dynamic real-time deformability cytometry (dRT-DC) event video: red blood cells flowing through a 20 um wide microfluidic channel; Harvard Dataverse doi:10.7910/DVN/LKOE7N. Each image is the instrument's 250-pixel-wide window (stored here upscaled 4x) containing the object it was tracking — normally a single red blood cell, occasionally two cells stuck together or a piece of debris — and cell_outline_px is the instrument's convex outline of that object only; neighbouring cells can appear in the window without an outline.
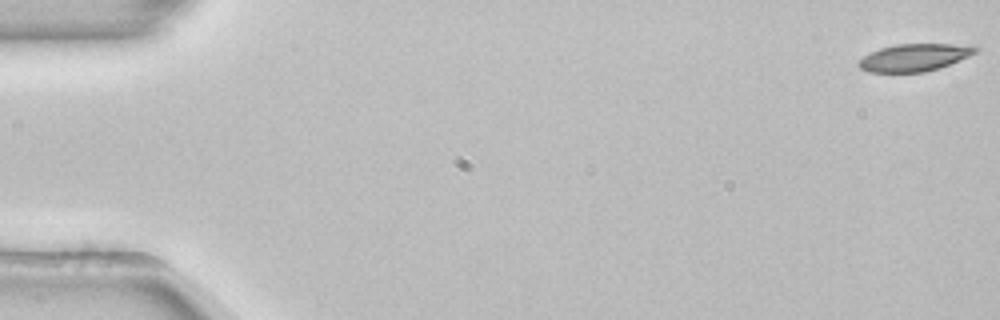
{"species": "common noctule bat (a hibernating species)", "species_latin": "Nyctalus noctula", "temperature_condition": "room temperature", "stored_images_in_passage": 52, "camera_frame_rate_fps": 3000, "um_per_image_px": 0.085, "animal": {"sex": "female", "body_mass_g": 22.7, "forearm_length_mm": 54.2}, "frame": {"image": 1, "passage_image": 1, "time_ms": 0.0, "image_size_px": [1000, 320], "cell_outline_px": [[980, 48], [976, 52], [968, 56], [940, 68], [924, 72], [868, 72], [860, 68], [856, 64], [864, 56], [880, 48], [896, 44], [952, 44]], "centroid_in_image_um": [77.68, 4.89], "position_along_channel_um": 7.3, "area_um2": 18.38}}
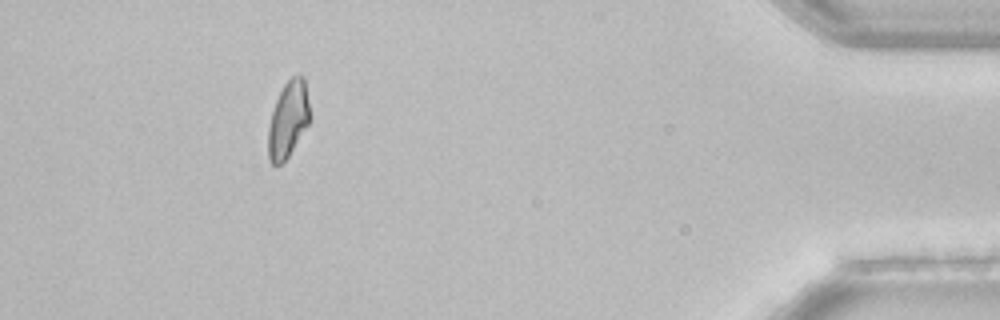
{"frame": {"image": 2, "passage_image": 49, "time_ms": 16.0, "image_size_px": [1000, 320], "cell_outline_px": [[312, 120], [288, 156], [276, 168], [268, 160], [268, 128], [272, 112], [276, 100], [284, 84], [292, 76], [300, 72], [304, 76], [312, 116]], "centroid_in_image_um": [24.53, 10.13], "position_along_channel_um": 410.7, "area_um2": 19.02}, "authors_computed_cell_mechanics": {"area_um2": 19.7676, "velocity_mm_per_s": 3.8754, "shape_relaxation_time_tau1_ms": 9.5015, "shape_relaxation_time_tau2_ms": null, "deformation_change_tau1": 0.1859, "deformation_change_tau2": null}}